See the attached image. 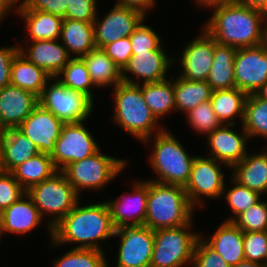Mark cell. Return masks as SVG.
<instances>
[{"label": "cell", "instance_id": "6da1fadb", "mask_svg": "<svg viewBox=\"0 0 267 267\" xmlns=\"http://www.w3.org/2000/svg\"><path fill=\"white\" fill-rule=\"evenodd\" d=\"M75 207L53 228L51 247L63 244H77L73 248L104 251L100 241L114 237L115 227L107 202H99ZM100 240V241H99Z\"/></svg>", "mask_w": 267, "mask_h": 267}, {"label": "cell", "instance_id": "7a4b0ae2", "mask_svg": "<svg viewBox=\"0 0 267 267\" xmlns=\"http://www.w3.org/2000/svg\"><path fill=\"white\" fill-rule=\"evenodd\" d=\"M266 12L233 0L212 11V17L203 25L216 43L235 48L261 44L262 26Z\"/></svg>", "mask_w": 267, "mask_h": 267}, {"label": "cell", "instance_id": "3957f363", "mask_svg": "<svg viewBox=\"0 0 267 267\" xmlns=\"http://www.w3.org/2000/svg\"><path fill=\"white\" fill-rule=\"evenodd\" d=\"M196 210L184 187L148 180L147 209L144 225L151 230L176 228L189 224Z\"/></svg>", "mask_w": 267, "mask_h": 267}, {"label": "cell", "instance_id": "277c9868", "mask_svg": "<svg viewBox=\"0 0 267 267\" xmlns=\"http://www.w3.org/2000/svg\"><path fill=\"white\" fill-rule=\"evenodd\" d=\"M113 97L114 122L141 143L165 129L146 105L141 84L121 82L113 88Z\"/></svg>", "mask_w": 267, "mask_h": 267}, {"label": "cell", "instance_id": "5b68a950", "mask_svg": "<svg viewBox=\"0 0 267 267\" xmlns=\"http://www.w3.org/2000/svg\"><path fill=\"white\" fill-rule=\"evenodd\" d=\"M149 142L154 145L149 161L157 175L156 179L151 178L149 180L185 187L190 178L196 156H191L180 143V140H177L176 136L170 133L167 128L142 143Z\"/></svg>", "mask_w": 267, "mask_h": 267}, {"label": "cell", "instance_id": "8992f818", "mask_svg": "<svg viewBox=\"0 0 267 267\" xmlns=\"http://www.w3.org/2000/svg\"><path fill=\"white\" fill-rule=\"evenodd\" d=\"M26 193L38 208L40 215L51 217L46 222L52 239V228L81 201L65 174L58 170L50 178L29 188Z\"/></svg>", "mask_w": 267, "mask_h": 267}, {"label": "cell", "instance_id": "52a82bcc", "mask_svg": "<svg viewBox=\"0 0 267 267\" xmlns=\"http://www.w3.org/2000/svg\"><path fill=\"white\" fill-rule=\"evenodd\" d=\"M128 161L103 154L99 149L93 155L68 164L62 172L79 196L83 190L105 188L124 170Z\"/></svg>", "mask_w": 267, "mask_h": 267}, {"label": "cell", "instance_id": "ba28073f", "mask_svg": "<svg viewBox=\"0 0 267 267\" xmlns=\"http://www.w3.org/2000/svg\"><path fill=\"white\" fill-rule=\"evenodd\" d=\"M193 220L176 228L154 230V248L150 267H187L192 265L195 244L200 233L192 232Z\"/></svg>", "mask_w": 267, "mask_h": 267}, {"label": "cell", "instance_id": "9c48e42d", "mask_svg": "<svg viewBox=\"0 0 267 267\" xmlns=\"http://www.w3.org/2000/svg\"><path fill=\"white\" fill-rule=\"evenodd\" d=\"M51 80H54L53 83ZM38 99L43 108L49 110L63 123L86 121L94 107V102L89 96L83 92L69 89L56 77L47 82Z\"/></svg>", "mask_w": 267, "mask_h": 267}, {"label": "cell", "instance_id": "30bf717a", "mask_svg": "<svg viewBox=\"0 0 267 267\" xmlns=\"http://www.w3.org/2000/svg\"><path fill=\"white\" fill-rule=\"evenodd\" d=\"M221 165L229 167L214 158L196 155L190 178L184 187L189 202L195 209H197L196 206L198 208L204 206L205 199L214 200L222 197L226 180Z\"/></svg>", "mask_w": 267, "mask_h": 267}, {"label": "cell", "instance_id": "8fae6325", "mask_svg": "<svg viewBox=\"0 0 267 267\" xmlns=\"http://www.w3.org/2000/svg\"><path fill=\"white\" fill-rule=\"evenodd\" d=\"M85 122L87 121L64 123L50 155L57 170L62 171L68 164L83 160L100 149L94 135L86 128Z\"/></svg>", "mask_w": 267, "mask_h": 267}, {"label": "cell", "instance_id": "7c38bea8", "mask_svg": "<svg viewBox=\"0 0 267 267\" xmlns=\"http://www.w3.org/2000/svg\"><path fill=\"white\" fill-rule=\"evenodd\" d=\"M114 237L120 238L116 267H150L154 230L145 225L121 227Z\"/></svg>", "mask_w": 267, "mask_h": 267}, {"label": "cell", "instance_id": "4fadbf2b", "mask_svg": "<svg viewBox=\"0 0 267 267\" xmlns=\"http://www.w3.org/2000/svg\"><path fill=\"white\" fill-rule=\"evenodd\" d=\"M168 56L163 43L156 50L132 54L128 64L122 70L123 82L140 85L167 79L166 74L176 60L174 57ZM129 74L133 76L130 77ZM136 79L138 80L136 81ZM140 80L141 82H139Z\"/></svg>", "mask_w": 267, "mask_h": 267}, {"label": "cell", "instance_id": "5bb4252c", "mask_svg": "<svg viewBox=\"0 0 267 267\" xmlns=\"http://www.w3.org/2000/svg\"><path fill=\"white\" fill-rule=\"evenodd\" d=\"M234 76L236 88L254 94L267 81V51L261 45L237 48Z\"/></svg>", "mask_w": 267, "mask_h": 267}, {"label": "cell", "instance_id": "9a60e30c", "mask_svg": "<svg viewBox=\"0 0 267 267\" xmlns=\"http://www.w3.org/2000/svg\"><path fill=\"white\" fill-rule=\"evenodd\" d=\"M98 16L99 13L93 22L96 48H103L120 38L129 37L139 23L146 18L137 10L115 4L102 19Z\"/></svg>", "mask_w": 267, "mask_h": 267}, {"label": "cell", "instance_id": "2e32d148", "mask_svg": "<svg viewBox=\"0 0 267 267\" xmlns=\"http://www.w3.org/2000/svg\"><path fill=\"white\" fill-rule=\"evenodd\" d=\"M136 181L133 182L132 192L128 191L117 199L106 201L115 229L144 225L147 209L148 180Z\"/></svg>", "mask_w": 267, "mask_h": 267}, {"label": "cell", "instance_id": "e0dca14e", "mask_svg": "<svg viewBox=\"0 0 267 267\" xmlns=\"http://www.w3.org/2000/svg\"><path fill=\"white\" fill-rule=\"evenodd\" d=\"M201 31L177 57L182 67L179 76L191 81H206L213 62L214 38L204 28Z\"/></svg>", "mask_w": 267, "mask_h": 267}, {"label": "cell", "instance_id": "ac0fdd59", "mask_svg": "<svg viewBox=\"0 0 267 267\" xmlns=\"http://www.w3.org/2000/svg\"><path fill=\"white\" fill-rule=\"evenodd\" d=\"M64 123L38 104L17 127L37 147L40 153L51 155Z\"/></svg>", "mask_w": 267, "mask_h": 267}, {"label": "cell", "instance_id": "d6986e66", "mask_svg": "<svg viewBox=\"0 0 267 267\" xmlns=\"http://www.w3.org/2000/svg\"><path fill=\"white\" fill-rule=\"evenodd\" d=\"M231 127V128H230ZM235 125H222L207 136L208 153L206 156L214 158L231 168L241 162L248 153L247 144L250 140L242 127L241 133L234 131Z\"/></svg>", "mask_w": 267, "mask_h": 267}, {"label": "cell", "instance_id": "ffe728a7", "mask_svg": "<svg viewBox=\"0 0 267 267\" xmlns=\"http://www.w3.org/2000/svg\"><path fill=\"white\" fill-rule=\"evenodd\" d=\"M39 104L38 96L20 87L7 85L0 91V128H17Z\"/></svg>", "mask_w": 267, "mask_h": 267}, {"label": "cell", "instance_id": "44dd1931", "mask_svg": "<svg viewBox=\"0 0 267 267\" xmlns=\"http://www.w3.org/2000/svg\"><path fill=\"white\" fill-rule=\"evenodd\" d=\"M30 44H19V53L28 61L42 68L52 78L58 76L64 66L72 59L59 40L28 41Z\"/></svg>", "mask_w": 267, "mask_h": 267}, {"label": "cell", "instance_id": "7402d4cb", "mask_svg": "<svg viewBox=\"0 0 267 267\" xmlns=\"http://www.w3.org/2000/svg\"><path fill=\"white\" fill-rule=\"evenodd\" d=\"M2 233L25 235L38 228L43 218L32 199L25 193L1 213Z\"/></svg>", "mask_w": 267, "mask_h": 267}, {"label": "cell", "instance_id": "603a6c76", "mask_svg": "<svg viewBox=\"0 0 267 267\" xmlns=\"http://www.w3.org/2000/svg\"><path fill=\"white\" fill-rule=\"evenodd\" d=\"M35 144L17 128L2 131L0 136V168L11 172L15 167L37 155Z\"/></svg>", "mask_w": 267, "mask_h": 267}, {"label": "cell", "instance_id": "cb8c5ba5", "mask_svg": "<svg viewBox=\"0 0 267 267\" xmlns=\"http://www.w3.org/2000/svg\"><path fill=\"white\" fill-rule=\"evenodd\" d=\"M200 236L231 267L245 260L244 232L233 222L224 221L209 238Z\"/></svg>", "mask_w": 267, "mask_h": 267}, {"label": "cell", "instance_id": "d4e9b609", "mask_svg": "<svg viewBox=\"0 0 267 267\" xmlns=\"http://www.w3.org/2000/svg\"><path fill=\"white\" fill-rule=\"evenodd\" d=\"M232 178L239 184L261 195L267 194V146L259 153L246 157L231 167Z\"/></svg>", "mask_w": 267, "mask_h": 267}, {"label": "cell", "instance_id": "484cf974", "mask_svg": "<svg viewBox=\"0 0 267 267\" xmlns=\"http://www.w3.org/2000/svg\"><path fill=\"white\" fill-rule=\"evenodd\" d=\"M15 13L20 15L25 24L28 40H59L63 18L41 10L24 9L16 5Z\"/></svg>", "mask_w": 267, "mask_h": 267}, {"label": "cell", "instance_id": "4316f807", "mask_svg": "<svg viewBox=\"0 0 267 267\" xmlns=\"http://www.w3.org/2000/svg\"><path fill=\"white\" fill-rule=\"evenodd\" d=\"M60 42L72 58L86 55L96 48L93 22L63 19Z\"/></svg>", "mask_w": 267, "mask_h": 267}, {"label": "cell", "instance_id": "83f0119b", "mask_svg": "<svg viewBox=\"0 0 267 267\" xmlns=\"http://www.w3.org/2000/svg\"><path fill=\"white\" fill-rule=\"evenodd\" d=\"M237 48L215 42L213 62L206 82L212 91L236 87L234 76V59Z\"/></svg>", "mask_w": 267, "mask_h": 267}, {"label": "cell", "instance_id": "f1b7e54d", "mask_svg": "<svg viewBox=\"0 0 267 267\" xmlns=\"http://www.w3.org/2000/svg\"><path fill=\"white\" fill-rule=\"evenodd\" d=\"M81 59L86 64L96 88H113L123 82L122 71L102 48H94Z\"/></svg>", "mask_w": 267, "mask_h": 267}, {"label": "cell", "instance_id": "f546056e", "mask_svg": "<svg viewBox=\"0 0 267 267\" xmlns=\"http://www.w3.org/2000/svg\"><path fill=\"white\" fill-rule=\"evenodd\" d=\"M51 78L42 68L28 61L20 53L12 61L10 84L33 92L38 97Z\"/></svg>", "mask_w": 267, "mask_h": 267}, {"label": "cell", "instance_id": "4dcf8cb0", "mask_svg": "<svg viewBox=\"0 0 267 267\" xmlns=\"http://www.w3.org/2000/svg\"><path fill=\"white\" fill-rule=\"evenodd\" d=\"M246 98L245 92L234 87L212 91L210 102L213 111L223 125H236L238 116L242 124Z\"/></svg>", "mask_w": 267, "mask_h": 267}, {"label": "cell", "instance_id": "1f68e13d", "mask_svg": "<svg viewBox=\"0 0 267 267\" xmlns=\"http://www.w3.org/2000/svg\"><path fill=\"white\" fill-rule=\"evenodd\" d=\"M173 80L176 111L185 115L211 99L212 89L206 81H191L178 75Z\"/></svg>", "mask_w": 267, "mask_h": 267}, {"label": "cell", "instance_id": "d6a6232c", "mask_svg": "<svg viewBox=\"0 0 267 267\" xmlns=\"http://www.w3.org/2000/svg\"><path fill=\"white\" fill-rule=\"evenodd\" d=\"M57 171L50 155L38 153L15 167L10 173L27 191L32 186L50 178Z\"/></svg>", "mask_w": 267, "mask_h": 267}, {"label": "cell", "instance_id": "836d02e7", "mask_svg": "<svg viewBox=\"0 0 267 267\" xmlns=\"http://www.w3.org/2000/svg\"><path fill=\"white\" fill-rule=\"evenodd\" d=\"M146 105L160 121L165 115L176 111L173 81L165 79L160 82L141 84Z\"/></svg>", "mask_w": 267, "mask_h": 267}, {"label": "cell", "instance_id": "e575fe53", "mask_svg": "<svg viewBox=\"0 0 267 267\" xmlns=\"http://www.w3.org/2000/svg\"><path fill=\"white\" fill-rule=\"evenodd\" d=\"M241 126L250 139H267V100L260 99L255 94L247 95Z\"/></svg>", "mask_w": 267, "mask_h": 267}, {"label": "cell", "instance_id": "d590c367", "mask_svg": "<svg viewBox=\"0 0 267 267\" xmlns=\"http://www.w3.org/2000/svg\"><path fill=\"white\" fill-rule=\"evenodd\" d=\"M56 78L69 89L83 92L94 101L91 88L96 87L91 80L86 64L81 58H72Z\"/></svg>", "mask_w": 267, "mask_h": 267}, {"label": "cell", "instance_id": "8d00e7d4", "mask_svg": "<svg viewBox=\"0 0 267 267\" xmlns=\"http://www.w3.org/2000/svg\"><path fill=\"white\" fill-rule=\"evenodd\" d=\"M104 251L72 248L53 260V267H108Z\"/></svg>", "mask_w": 267, "mask_h": 267}, {"label": "cell", "instance_id": "74e56055", "mask_svg": "<svg viewBox=\"0 0 267 267\" xmlns=\"http://www.w3.org/2000/svg\"><path fill=\"white\" fill-rule=\"evenodd\" d=\"M232 183H234L232 188H225L222 192V198L226 199V202L229 204L230 210L234 214L230 218H227L225 221L232 222L239 214L246 211L249 207L256 204L261 200V194L251 190L231 177Z\"/></svg>", "mask_w": 267, "mask_h": 267}, {"label": "cell", "instance_id": "f35d334b", "mask_svg": "<svg viewBox=\"0 0 267 267\" xmlns=\"http://www.w3.org/2000/svg\"><path fill=\"white\" fill-rule=\"evenodd\" d=\"M186 116L189 125L201 135H208L223 125L213 111L210 100L199 104Z\"/></svg>", "mask_w": 267, "mask_h": 267}, {"label": "cell", "instance_id": "ab89813d", "mask_svg": "<svg viewBox=\"0 0 267 267\" xmlns=\"http://www.w3.org/2000/svg\"><path fill=\"white\" fill-rule=\"evenodd\" d=\"M232 222L243 232L267 231V201L260 200Z\"/></svg>", "mask_w": 267, "mask_h": 267}, {"label": "cell", "instance_id": "60d3db41", "mask_svg": "<svg viewBox=\"0 0 267 267\" xmlns=\"http://www.w3.org/2000/svg\"><path fill=\"white\" fill-rule=\"evenodd\" d=\"M245 260L267 266V231L244 232Z\"/></svg>", "mask_w": 267, "mask_h": 267}, {"label": "cell", "instance_id": "b9f144b4", "mask_svg": "<svg viewBox=\"0 0 267 267\" xmlns=\"http://www.w3.org/2000/svg\"><path fill=\"white\" fill-rule=\"evenodd\" d=\"M144 21L145 19L139 23L134 32L129 36L132 54L156 50L163 42L160 35L153 28L151 29V26L143 24Z\"/></svg>", "mask_w": 267, "mask_h": 267}, {"label": "cell", "instance_id": "7bdbcfd3", "mask_svg": "<svg viewBox=\"0 0 267 267\" xmlns=\"http://www.w3.org/2000/svg\"><path fill=\"white\" fill-rule=\"evenodd\" d=\"M26 190L10 172L0 171V213L14 202H17Z\"/></svg>", "mask_w": 267, "mask_h": 267}, {"label": "cell", "instance_id": "ee69618b", "mask_svg": "<svg viewBox=\"0 0 267 267\" xmlns=\"http://www.w3.org/2000/svg\"><path fill=\"white\" fill-rule=\"evenodd\" d=\"M193 267H231L200 236L195 244Z\"/></svg>", "mask_w": 267, "mask_h": 267}, {"label": "cell", "instance_id": "f6af8a7d", "mask_svg": "<svg viewBox=\"0 0 267 267\" xmlns=\"http://www.w3.org/2000/svg\"><path fill=\"white\" fill-rule=\"evenodd\" d=\"M97 0H66V19L94 22L98 13Z\"/></svg>", "mask_w": 267, "mask_h": 267}, {"label": "cell", "instance_id": "bcb514c9", "mask_svg": "<svg viewBox=\"0 0 267 267\" xmlns=\"http://www.w3.org/2000/svg\"><path fill=\"white\" fill-rule=\"evenodd\" d=\"M102 49L115 62L121 71L128 64V61L132 56L130 37L120 38L113 43L105 45Z\"/></svg>", "mask_w": 267, "mask_h": 267}, {"label": "cell", "instance_id": "7dc6e473", "mask_svg": "<svg viewBox=\"0 0 267 267\" xmlns=\"http://www.w3.org/2000/svg\"><path fill=\"white\" fill-rule=\"evenodd\" d=\"M24 9L41 10L65 19L66 0H25L20 4Z\"/></svg>", "mask_w": 267, "mask_h": 267}, {"label": "cell", "instance_id": "c3c4849f", "mask_svg": "<svg viewBox=\"0 0 267 267\" xmlns=\"http://www.w3.org/2000/svg\"><path fill=\"white\" fill-rule=\"evenodd\" d=\"M18 53V45L0 47V91L10 85L11 64Z\"/></svg>", "mask_w": 267, "mask_h": 267}, {"label": "cell", "instance_id": "681fc988", "mask_svg": "<svg viewBox=\"0 0 267 267\" xmlns=\"http://www.w3.org/2000/svg\"><path fill=\"white\" fill-rule=\"evenodd\" d=\"M157 0H117L115 5L131 8L147 16L148 11L155 7Z\"/></svg>", "mask_w": 267, "mask_h": 267}, {"label": "cell", "instance_id": "f907efd6", "mask_svg": "<svg viewBox=\"0 0 267 267\" xmlns=\"http://www.w3.org/2000/svg\"><path fill=\"white\" fill-rule=\"evenodd\" d=\"M233 0H195L196 5L203 7V8H207L208 10L211 9H215V8H219L227 3L232 2Z\"/></svg>", "mask_w": 267, "mask_h": 267}, {"label": "cell", "instance_id": "816d5d0a", "mask_svg": "<svg viewBox=\"0 0 267 267\" xmlns=\"http://www.w3.org/2000/svg\"><path fill=\"white\" fill-rule=\"evenodd\" d=\"M235 1L251 8L260 9L267 13V0H235Z\"/></svg>", "mask_w": 267, "mask_h": 267}, {"label": "cell", "instance_id": "f5cc1de1", "mask_svg": "<svg viewBox=\"0 0 267 267\" xmlns=\"http://www.w3.org/2000/svg\"><path fill=\"white\" fill-rule=\"evenodd\" d=\"M11 10H14L15 13L16 4L13 1H0V23L4 20V17L11 12Z\"/></svg>", "mask_w": 267, "mask_h": 267}, {"label": "cell", "instance_id": "db71d44e", "mask_svg": "<svg viewBox=\"0 0 267 267\" xmlns=\"http://www.w3.org/2000/svg\"><path fill=\"white\" fill-rule=\"evenodd\" d=\"M260 45L267 51V15L262 26V40Z\"/></svg>", "mask_w": 267, "mask_h": 267}, {"label": "cell", "instance_id": "11a10c76", "mask_svg": "<svg viewBox=\"0 0 267 267\" xmlns=\"http://www.w3.org/2000/svg\"><path fill=\"white\" fill-rule=\"evenodd\" d=\"M232 267H267V266L260 264V263L251 262L249 260H243Z\"/></svg>", "mask_w": 267, "mask_h": 267}, {"label": "cell", "instance_id": "9f6ffc18", "mask_svg": "<svg viewBox=\"0 0 267 267\" xmlns=\"http://www.w3.org/2000/svg\"><path fill=\"white\" fill-rule=\"evenodd\" d=\"M254 94L260 99L267 100V81Z\"/></svg>", "mask_w": 267, "mask_h": 267}, {"label": "cell", "instance_id": "6f0895ef", "mask_svg": "<svg viewBox=\"0 0 267 267\" xmlns=\"http://www.w3.org/2000/svg\"><path fill=\"white\" fill-rule=\"evenodd\" d=\"M3 233H2V223H1V215H0V237H2Z\"/></svg>", "mask_w": 267, "mask_h": 267}, {"label": "cell", "instance_id": "680465c9", "mask_svg": "<svg viewBox=\"0 0 267 267\" xmlns=\"http://www.w3.org/2000/svg\"><path fill=\"white\" fill-rule=\"evenodd\" d=\"M15 4H21V0H12ZM25 0H22V2H24Z\"/></svg>", "mask_w": 267, "mask_h": 267}]
</instances>
